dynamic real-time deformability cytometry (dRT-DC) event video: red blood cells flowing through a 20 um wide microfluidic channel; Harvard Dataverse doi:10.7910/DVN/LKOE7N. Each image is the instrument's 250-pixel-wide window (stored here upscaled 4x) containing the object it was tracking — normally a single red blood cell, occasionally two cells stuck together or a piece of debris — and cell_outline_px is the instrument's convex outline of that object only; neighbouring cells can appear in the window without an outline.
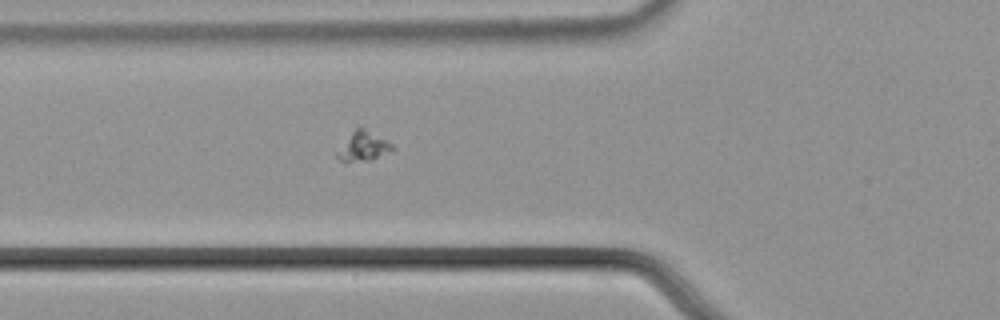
{"species": "common noctule bat (a hibernating species)", "species_latin": "Nyctalus noctula", "temperature_condition": "cold", "stored_images_in_passage": 3, "camera_frame_rate_fps": 3000, "um_per_image_px": 0.085, "animal": {"sex": "male", "body_mass_g": 21.5, "forearm_length_mm": 52.0}, "frame": {"image": 1, "passage_image": 3, "time_ms": 0.667, "image_size_px": [1000, 320], "cell_outline_px": [[604, 252], [600, 260], [464, 260], [456, 248], [592, 248]], "centroid_in_image_um": [45.08, 21.59], "position_along_channel_um": 80.7, "area_um2": 12.2}}